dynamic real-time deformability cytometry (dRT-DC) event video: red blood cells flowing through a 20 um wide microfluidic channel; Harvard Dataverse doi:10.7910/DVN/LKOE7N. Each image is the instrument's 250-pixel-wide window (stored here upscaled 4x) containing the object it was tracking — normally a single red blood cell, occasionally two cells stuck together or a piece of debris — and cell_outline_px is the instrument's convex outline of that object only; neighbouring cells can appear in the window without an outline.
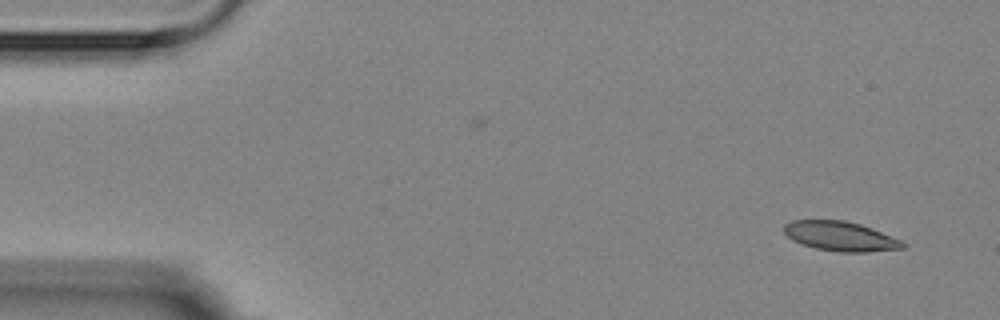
{"species": "Egyptian fruit bat (a non-hibernating species)", "species_latin": "Rousettus aegyptiacus", "temperature_condition": "room temperature", "stored_images_in_passage": 6, "camera_frame_rate_fps": 3000, "um_per_image_px": 0.085, "animal": {"sex": "female"}, "frame": {"image": 1, "passage_image": 1, "time_ms": 0.0, "image_size_px": [1000, 320], "cell_outline_px": [[908, 244], [904, 248], [868, 252], [840, 252], [816, 248], [800, 244], [792, 240], [784, 232], [784, 224], [792, 220], [844, 220], [860, 224], [872, 228], [900, 240]], "centroid_in_image_um": [71.43, 20.08], "position_along_channel_um": 13.6, "area_um2": 20.46}}
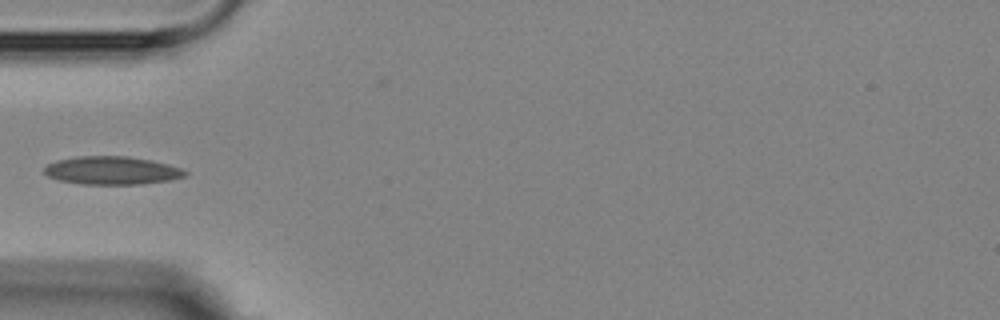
{"frame": {"image": 2, "passage_image": 5, "time_ms": 4.667, "image_size_px": [1000, 320], "cell_outline_px": [[188, 172], [184, 176], [168, 180], [140, 184], [84, 184], [60, 180], [48, 176], [44, 172], [44, 168], [48, 164], [56, 160], [76, 156], [128, 156], [148, 160], [180, 168]], "centroid_in_image_um": [9.45, 14.48], "position_along_channel_um": 75.5, "area_um2": 22.72}}
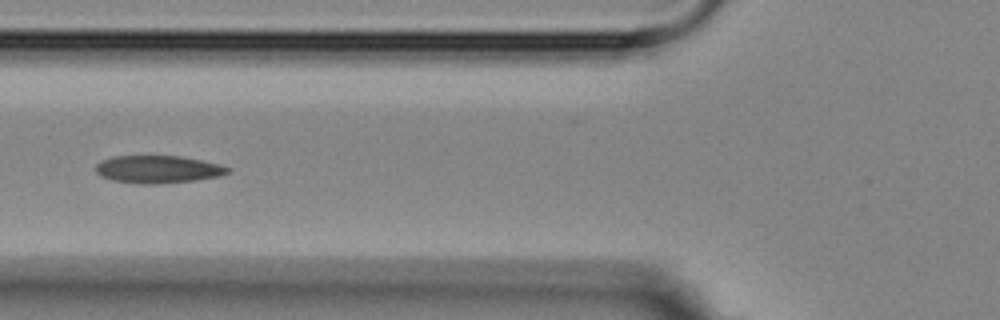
{"frame": {"image": 3, "passage_image": 6, "time_ms": 5.667, "image_size_px": [1000, 320], "cell_outline_px": [[228, 172], [220, 176], [192, 180], [156, 184], [140, 184], [112, 180], [100, 176], [96, 172], [96, 164], [100, 160], [112, 156], [180, 156], [220, 164], [228, 168]], "centroid_in_image_um": [13.36, 14.39], "position_along_channel_um": 112.4, "area_um2": 21.1}}